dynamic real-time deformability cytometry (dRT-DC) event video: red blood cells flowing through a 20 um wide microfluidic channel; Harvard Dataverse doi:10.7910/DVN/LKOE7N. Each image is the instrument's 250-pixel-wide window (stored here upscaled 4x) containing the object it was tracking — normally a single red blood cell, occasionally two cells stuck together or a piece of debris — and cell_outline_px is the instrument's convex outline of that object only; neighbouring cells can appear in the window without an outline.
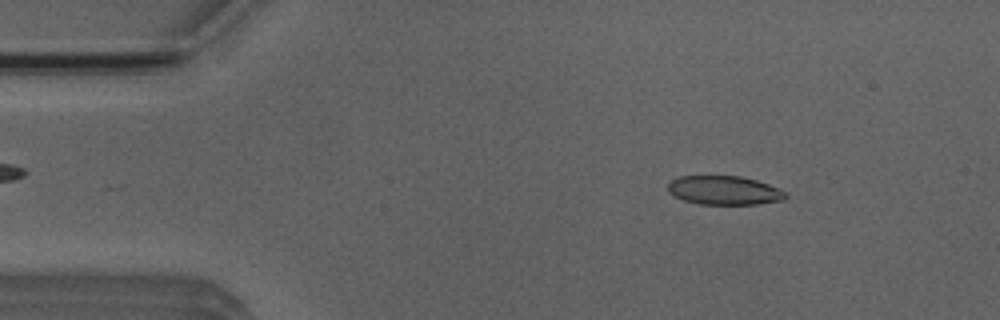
{"species": "Egyptian fruit bat (a non-hibernating species)", "species_latin": "Rousettus aegyptiacus", "temperature_condition": "room temperature", "stored_images_in_passage": 7, "camera_frame_rate_fps": 3000, "um_per_image_px": 0.085, "animal": {"sex": "male"}, "frame": {"image": 1, "passage_image": 2, "time_ms": 1.0, "image_size_px": [1000, 320], "cell_outline_px": [[788, 196], [784, 200], [756, 204], [700, 204], [684, 200], [668, 192], [668, 184], [672, 180], [680, 176], [740, 176], [756, 180], [780, 188], [788, 192]], "centroid_in_image_um": [61.61, 16.18], "position_along_channel_um": 23.4, "area_um2": 19.83}}
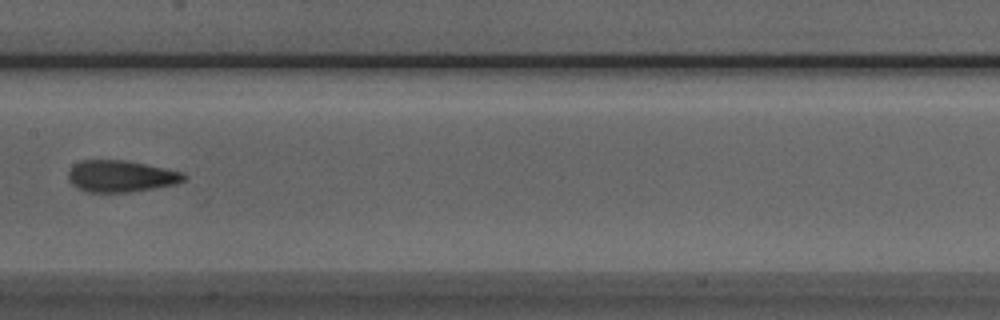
{"frame": {"image": 2, "passage_image": 7, "time_ms": 7.0, "image_size_px": [1000, 320], "cell_outline_px": [[188, 176], [184, 180], [176, 184], [128, 192], [88, 192], [72, 184], [68, 180], [68, 172], [72, 164], [80, 160], [124, 160], [184, 172]], "centroid_in_image_um": [10.26, 14.97], "position_along_channel_um": 197.1, "area_um2": 21.27}}